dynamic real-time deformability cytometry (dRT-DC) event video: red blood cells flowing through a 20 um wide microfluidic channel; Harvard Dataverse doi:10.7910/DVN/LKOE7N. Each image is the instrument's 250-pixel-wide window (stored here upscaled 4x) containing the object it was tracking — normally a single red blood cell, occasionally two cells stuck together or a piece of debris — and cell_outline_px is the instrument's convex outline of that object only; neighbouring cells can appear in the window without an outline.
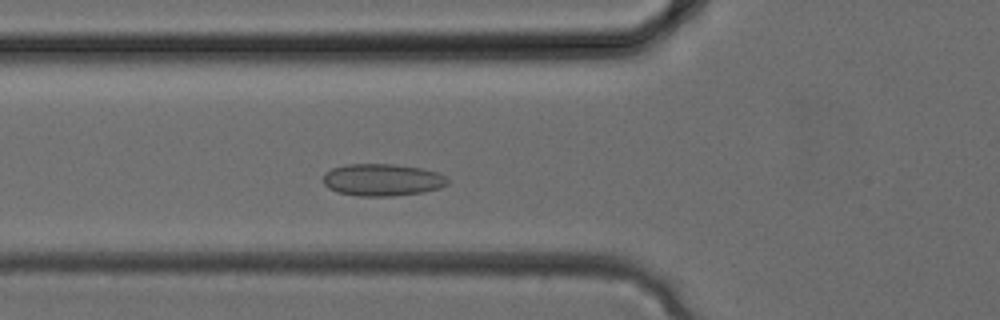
{"species": "common noctule bat (a hibernating species)", "species_latin": "Nyctalus noctula", "temperature_condition": "cold", "stored_images_in_passage": 26, "camera_frame_rate_fps": 3000, "um_per_image_px": 0.085, "animal": {"sex": "female", "body_mass_g": 24.6, "forearm_length_mm": 56.2}, "frame": {"image": 1, "passage_image": 8, "time_ms": 2.333, "image_size_px": [1000, 320], "cell_outline_px": [[448, 184], [440, 188], [420, 192], [392, 196], [356, 196], [336, 192], [328, 188], [324, 184], [324, 172], [332, 168], [348, 164], [392, 164], [420, 168], [436, 172], [448, 176]], "centroid_in_image_um": [32.48, 15.29], "position_along_channel_um": 93.3, "area_um2": 23.35}}
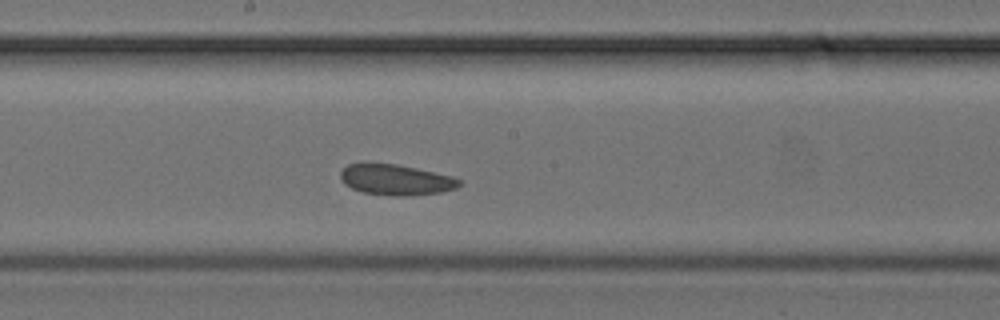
{"frame": {"image": 2, "passage_image": 14, "time_ms": 4.333, "image_size_px": [1000, 320], "cell_outline_px": [[460, 184], [456, 188], [440, 192], [408, 196], [388, 196], [364, 192], [352, 188], [344, 184], [340, 180], [340, 172], [348, 164], [396, 164], [416, 168], [452, 176], [460, 180]], "centroid_in_image_um": [33.63, 15.29], "position_along_channel_um": 214.6, "area_um2": 21.04}}
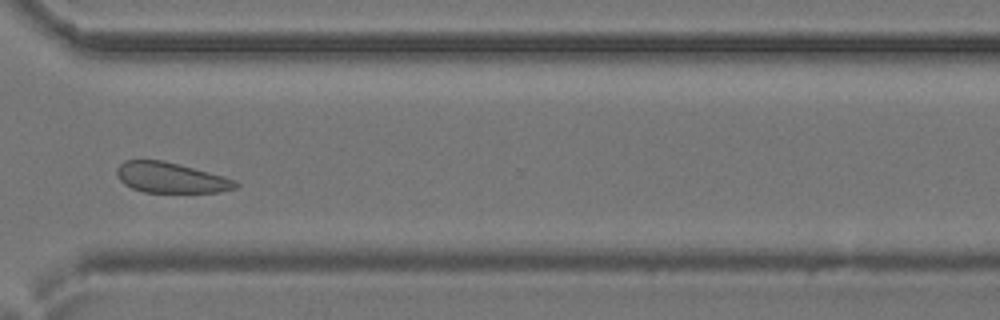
{"frame": {"image": 3, "passage_image": 21, "time_ms": 6.667, "image_size_px": [1000, 320], "cell_outline_px": [[240, 184], [236, 188], [220, 192], [144, 192], [132, 188], [124, 184], [116, 176], [116, 168], [124, 160], [164, 160], [224, 176], [236, 180]], "centroid_in_image_um": [14.51, 15.1], "position_along_channel_um": 356.1, "area_um2": 21.15}}